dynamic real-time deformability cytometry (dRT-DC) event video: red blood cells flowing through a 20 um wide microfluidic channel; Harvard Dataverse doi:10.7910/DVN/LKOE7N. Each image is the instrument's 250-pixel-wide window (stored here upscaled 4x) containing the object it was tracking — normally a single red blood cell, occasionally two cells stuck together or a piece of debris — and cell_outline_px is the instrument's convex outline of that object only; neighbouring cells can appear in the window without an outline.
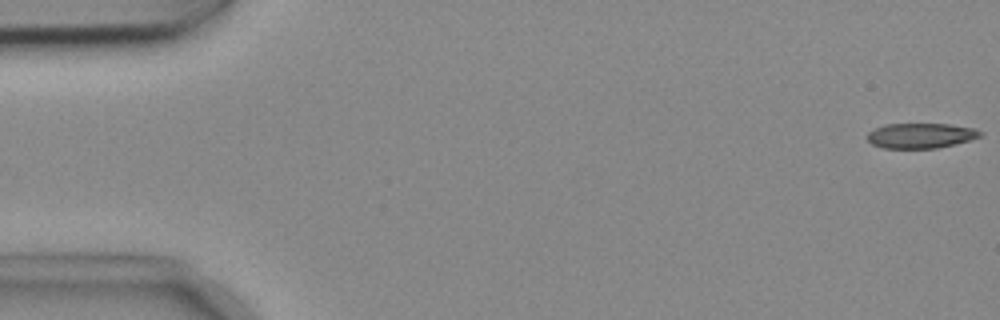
{"species": "common noctule bat (a hibernating species)", "species_latin": "Nyctalus noctula", "temperature_condition": "cold", "stored_images_in_passage": 44, "camera_frame_rate_fps": 3000, "um_per_image_px": 0.085, "animal": {"sex": "female", "body_mass_g": 18.4}, "frame": {"image": 1, "passage_image": 1, "time_ms": 0.0, "image_size_px": [1000, 320], "cell_outline_px": [[984, 136], [956, 144], [936, 148], [884, 148], [872, 144], [864, 136], [868, 132], [884, 124], [948, 124], [976, 128], [984, 132]], "centroid_in_image_um": [78.3, 11.52], "position_along_channel_um": 6.7, "area_um2": 16.76}}
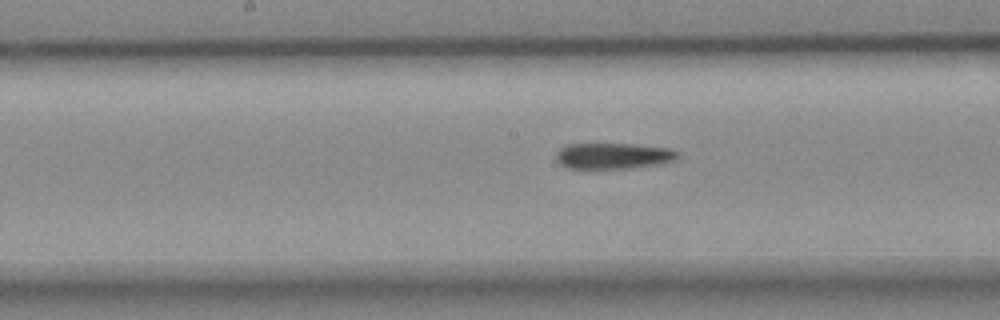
{"frame": {"image": 2, "passage_image": 27, "time_ms": 8.667, "image_size_px": [1000, 320], "cell_outline_px": [[680, 156], [676, 160], [664, 164], [632, 168], [568, 168], [560, 164], [556, 160], [556, 152], [564, 144], [632, 144], [672, 148], [680, 152]], "centroid_in_image_um": [52.19, 13.25], "position_along_channel_um": 196.0, "area_um2": 18.79}}
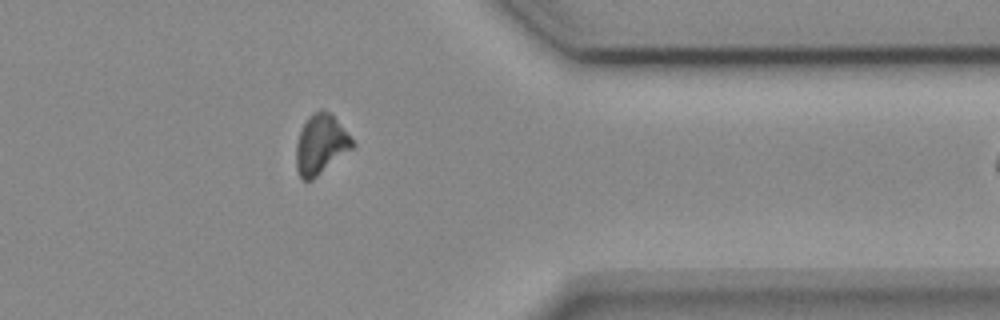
{"frame": {"image": 3, "passage_image": 43, "time_ms": 14.0, "image_size_px": [1000, 320], "cell_outline_px": [[356, 144], [352, 148], [312, 180], [304, 180], [300, 176], [296, 168], [296, 144], [300, 132], [308, 116], [312, 112], [320, 108], [328, 112], [336, 120]], "centroid_in_image_um": [27.24, 12.27], "position_along_channel_um": 384.2, "area_um2": 19.19}}